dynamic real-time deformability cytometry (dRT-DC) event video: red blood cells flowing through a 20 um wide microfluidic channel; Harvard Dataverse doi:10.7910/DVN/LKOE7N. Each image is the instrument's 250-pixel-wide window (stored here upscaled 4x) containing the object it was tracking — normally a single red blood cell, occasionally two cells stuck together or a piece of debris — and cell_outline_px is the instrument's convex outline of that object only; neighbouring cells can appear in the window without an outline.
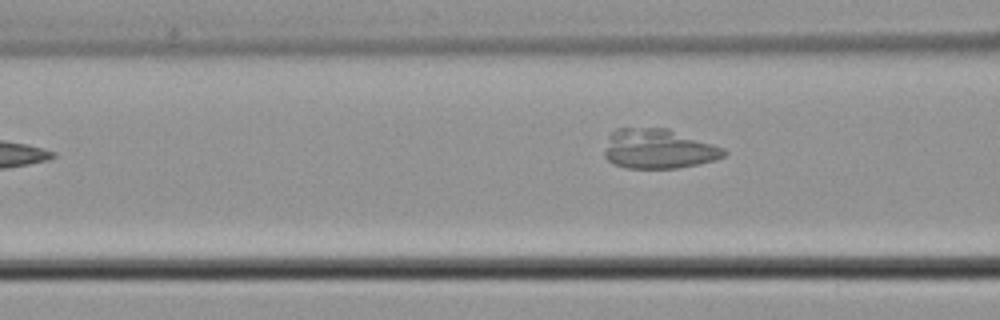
{"species": "common noctule bat (a hibernating species)", "species_latin": "Nyctalus noctula", "temperature_condition": "cold", "stored_images_in_passage": 3, "camera_frame_rate_fps": 3000, "um_per_image_px": 0.085, "animal": {"sex": "male", "body_mass_g": 21.5, "forearm_length_mm": 52.0}, "frame": {"image": 1, "passage_image": 3, "time_ms": 0.667, "image_size_px": [1000, 320], "cell_outline_px": [[728, 152], [724, 156], [716, 160], [700, 164], [676, 168], [624, 168], [612, 164], [604, 156], [604, 152], [608, 136], [616, 128], [668, 128], [724, 148]], "centroid_in_image_um": [55.95, 12.66], "position_along_channel_um": 110.6, "area_um2": 27.8}}